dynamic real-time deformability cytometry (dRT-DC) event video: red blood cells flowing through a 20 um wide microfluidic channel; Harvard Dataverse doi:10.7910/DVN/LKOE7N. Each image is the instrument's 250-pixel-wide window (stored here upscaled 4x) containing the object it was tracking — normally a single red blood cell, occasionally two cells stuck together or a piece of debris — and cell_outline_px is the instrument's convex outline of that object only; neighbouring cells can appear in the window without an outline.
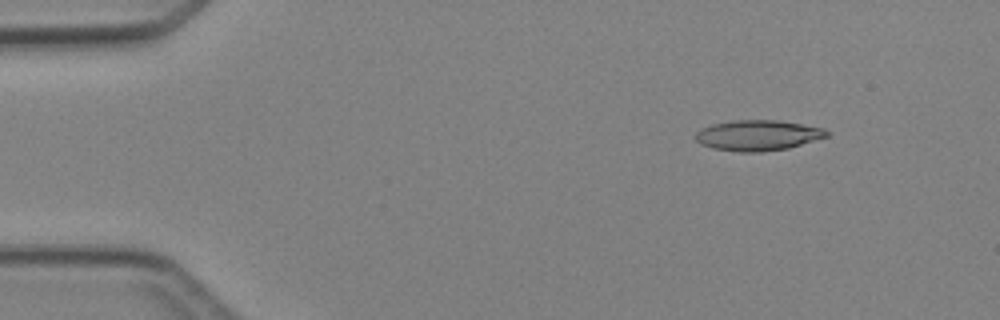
{"species": "Egyptian fruit bat (a non-hibernating species)", "species_latin": "Rousettus aegyptiacus", "temperature_condition": "cold", "stored_images_in_passage": 5, "camera_frame_rate_fps": 3000, "um_per_image_px": 0.085, "animal": {"sex": "female"}, "frame": {"image": 1, "passage_image": 2, "time_ms": 1.0, "image_size_px": [1000, 320], "cell_outline_px": [[832, 132], [828, 136], [788, 148], [760, 152], [740, 152], [712, 148], [700, 144], [696, 140], [696, 132], [700, 128], [712, 124], [732, 120], [780, 120], [824, 128]], "centroid_in_image_um": [64.42, 11.49], "position_along_channel_um": 20.6, "area_um2": 23.47}}